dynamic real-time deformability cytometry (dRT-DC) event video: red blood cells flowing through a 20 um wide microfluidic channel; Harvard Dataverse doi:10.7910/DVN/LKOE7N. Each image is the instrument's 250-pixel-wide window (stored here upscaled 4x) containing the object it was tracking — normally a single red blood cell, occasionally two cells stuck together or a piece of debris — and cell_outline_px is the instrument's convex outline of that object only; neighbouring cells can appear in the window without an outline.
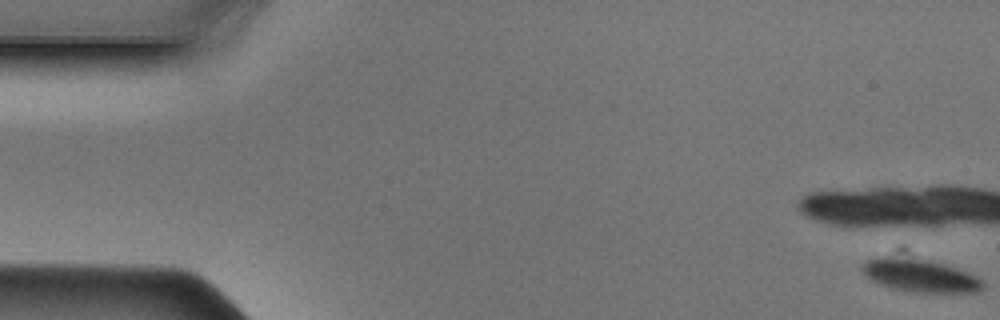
{"species": "Egyptian fruit bat (a non-hibernating species)", "species_latin": "Rousettus aegyptiacus", "temperature_condition": "cold", "stored_images_in_passage": 12, "camera_frame_rate_fps": 3000, "um_per_image_px": 0.085, "animal": {"sex": "male"}, "frame": {"image": 1, "passage_image": 1, "time_ms": 0.0, "image_size_px": [1000, 320], "cell_outline_px": [[984, 288], [976, 292], [912, 292], [892, 288], [880, 284], [872, 280], [860, 268], [868, 260], [884, 256], [924, 260], [956, 268], [980, 280], [984, 284]], "centroid_in_image_um": [78.17, 23.44], "position_along_channel_um": 6.8, "area_um2": 22.2}}